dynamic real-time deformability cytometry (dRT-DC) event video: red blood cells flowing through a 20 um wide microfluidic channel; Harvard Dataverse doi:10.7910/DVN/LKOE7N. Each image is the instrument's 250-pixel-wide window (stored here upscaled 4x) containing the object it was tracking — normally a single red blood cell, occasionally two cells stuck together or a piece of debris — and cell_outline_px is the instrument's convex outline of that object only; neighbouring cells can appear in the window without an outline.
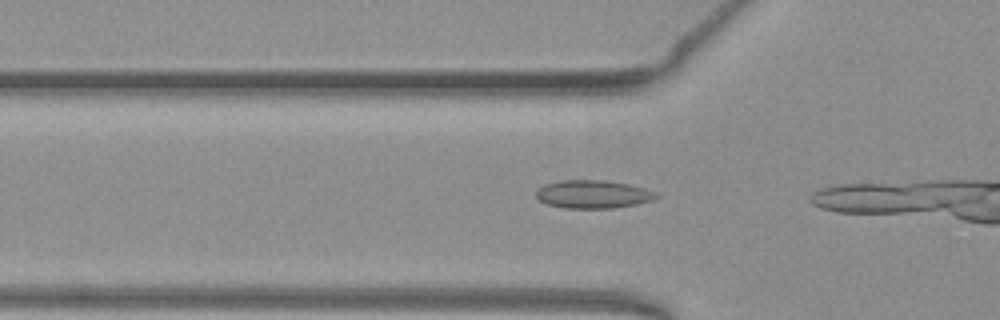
{"species": "common noctule bat (a hibernating species)", "species_latin": "Nyctalus noctula", "temperature_condition": "warm", "stored_images_in_passage": 16, "camera_frame_rate_fps": 3000, "um_per_image_px": 0.085, "animal": {"sex": "female", "body_mass_g": 19.3, "forearm_length_mm": 54.1}, "frame": {"image": 1, "passage_image": 12, "time_ms": 3.667, "image_size_px": [1000, 320], "cell_outline_px": [[660, 196], [652, 200], [636, 204], [612, 208], [564, 208], [548, 204], [540, 200], [536, 196], [536, 192], [544, 184], [560, 180], [604, 180], [628, 184], [644, 188], [656, 192]], "centroid_in_image_um": [50.41, 16.51], "position_along_channel_um": 75.4, "area_um2": 19.59}}